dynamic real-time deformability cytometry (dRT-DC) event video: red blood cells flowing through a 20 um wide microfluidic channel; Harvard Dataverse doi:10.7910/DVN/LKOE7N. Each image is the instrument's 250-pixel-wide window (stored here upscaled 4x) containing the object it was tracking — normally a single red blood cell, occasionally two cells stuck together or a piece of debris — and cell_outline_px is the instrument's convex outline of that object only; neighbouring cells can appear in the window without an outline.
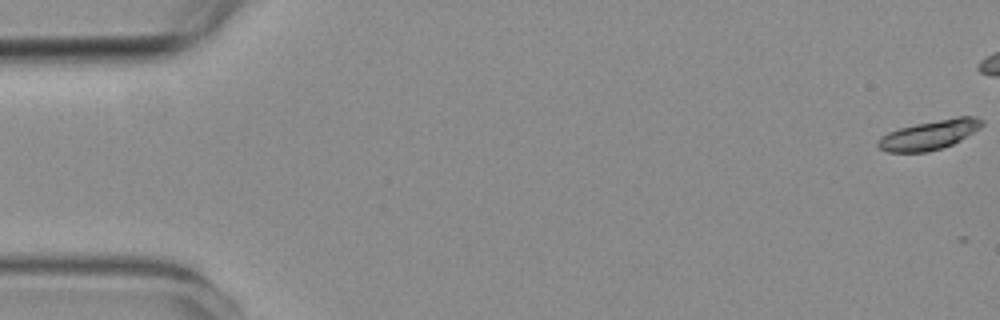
{"species": "common noctule bat (a hibernating species)", "species_latin": "Nyctalus noctula", "temperature_condition": "room temperature", "stored_images_in_passage": 6, "camera_frame_rate_fps": 3000, "um_per_image_px": 0.085, "animal": {"sex": "female", "body_mass_g": 19.3, "forearm_length_mm": 54.1}, "frame": {"image": 1, "passage_image": 1, "time_ms": 0.0, "image_size_px": [1000, 320], "cell_outline_px": [[984, 124], [980, 128], [960, 140], [952, 144], [928, 152], [888, 152], [880, 148], [876, 144], [880, 136], [888, 132], [900, 128], [916, 124], [956, 116], [972, 116], [984, 120]], "centroid_in_image_um": [79.0, 11.45], "position_along_channel_um": 6.0, "area_um2": 17.74}}
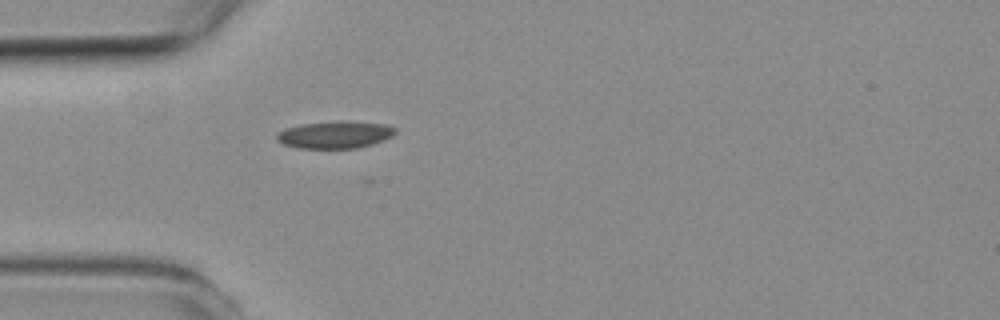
{"frame": {"image": 2, "passage_image": 6, "time_ms": 5.667, "image_size_px": [1000, 320], "cell_outline_px": [[396, 132], [392, 136], [384, 140], [372, 144], [356, 148], [300, 148], [284, 144], [276, 140], [276, 132], [284, 128], [300, 124], [340, 120], [388, 124], [396, 128]], "centroid_in_image_um": [28.47, 11.43], "position_along_channel_um": 56.5, "area_um2": 19.07}}